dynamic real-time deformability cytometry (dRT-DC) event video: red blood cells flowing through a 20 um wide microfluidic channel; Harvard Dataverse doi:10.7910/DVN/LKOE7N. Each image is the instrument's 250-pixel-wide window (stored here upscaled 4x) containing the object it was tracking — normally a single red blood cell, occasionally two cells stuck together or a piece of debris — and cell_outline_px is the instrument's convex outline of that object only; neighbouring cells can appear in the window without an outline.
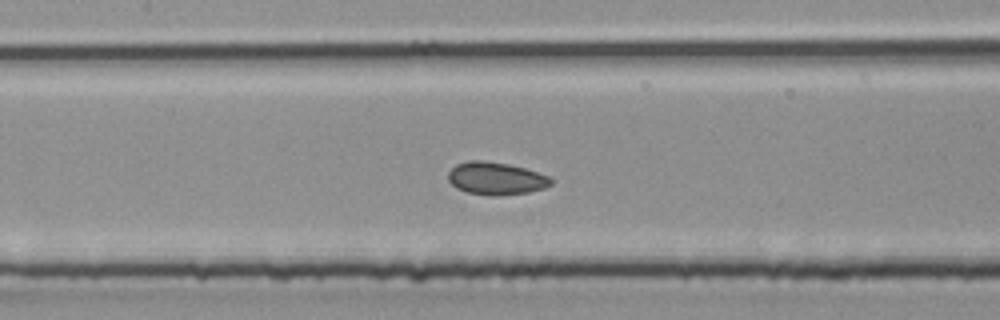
{"species": "common noctule bat (a hibernating species)", "species_latin": "Nyctalus noctula", "temperature_condition": "room temperature", "stored_images_in_passage": 27, "camera_frame_rate_fps": 3000, "um_per_image_px": 0.085, "animal": {"sex": "male", "body_mass_g": 20.4}, "frame": {"image": 1, "passage_image": 8, "time_ms": 2.333, "image_size_px": [1000, 320], "cell_outline_px": [[552, 184], [544, 188], [528, 192], [500, 196], [488, 196], [464, 192], [456, 188], [448, 180], [448, 172], [456, 164], [468, 160], [484, 160], [508, 164], [524, 168], [548, 176], [552, 180]], "centroid_in_image_um": [42.11, 15.18], "position_along_channel_um": 165.3, "area_um2": 19.71}}
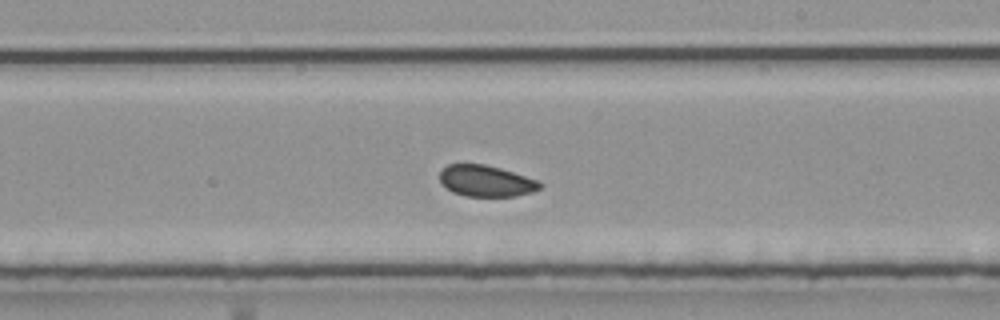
{"frame": {"image": 2, "passage_image": 12, "time_ms": 3.667, "image_size_px": [1000, 320], "cell_outline_px": [[540, 188], [532, 192], [516, 196], [468, 196], [452, 192], [440, 184], [440, 172], [448, 164], [484, 164], [500, 168], [536, 180], [540, 184]], "centroid_in_image_um": [41.26, 15.38], "position_along_channel_um": 247.7, "area_um2": 18.03}}